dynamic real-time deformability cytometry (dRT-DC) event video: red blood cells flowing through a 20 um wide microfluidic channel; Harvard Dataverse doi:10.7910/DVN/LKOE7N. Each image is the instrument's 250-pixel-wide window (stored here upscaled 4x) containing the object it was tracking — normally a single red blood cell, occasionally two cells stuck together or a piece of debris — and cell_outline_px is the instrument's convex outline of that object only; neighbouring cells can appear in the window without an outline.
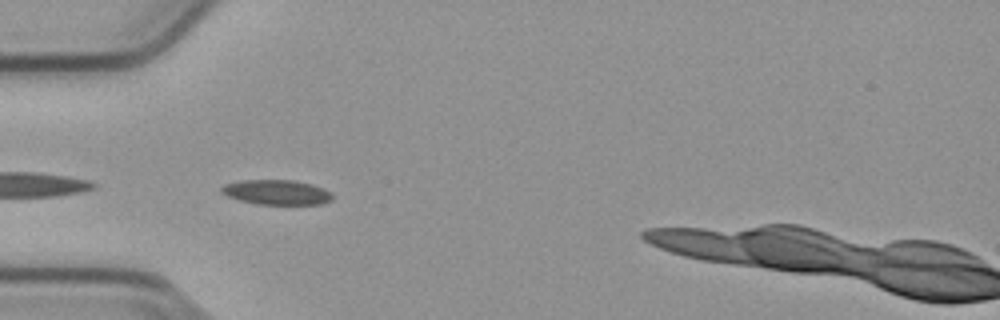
{"species": "common noctule bat (a hibernating species)", "species_latin": "Nyctalus noctula", "temperature_condition": "cold", "stored_images_in_passage": 28, "camera_frame_rate_fps": 3000, "um_per_image_px": 0.085, "animal": {"sex": "male", "body_mass_g": 23.1, "forearm_length_mm": 52.7}, "frame": {"image": 1, "passage_image": 1, "time_ms": 0.0, "image_size_px": [1000, 320], "cell_outline_px": [[332, 200], [320, 204], [256, 204], [240, 200], [228, 196], [220, 192], [220, 188], [224, 184], [244, 180], [292, 180], [312, 184], [324, 188], [332, 192]], "centroid_in_image_um": [23.52, 16.34], "position_along_channel_um": 61.5, "area_um2": 16.07}}
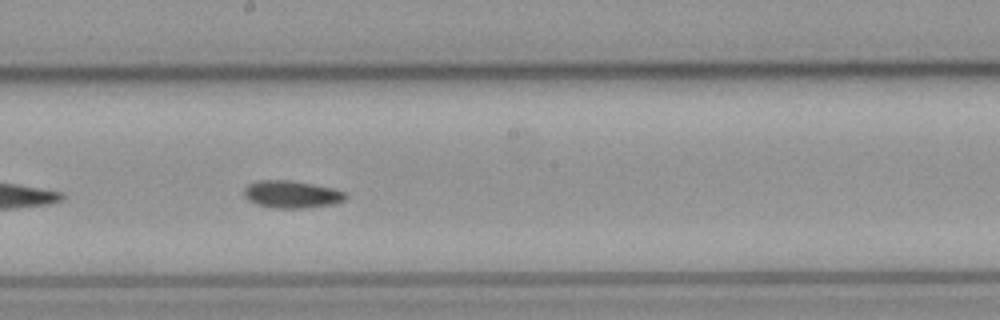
{"frame": {"image": 2, "passage_image": 14, "time_ms": 4.333, "image_size_px": [1000, 320], "cell_outline_px": [[348, 196], [344, 200], [332, 204], [308, 208], [276, 208], [256, 204], [248, 200], [244, 196], [244, 188], [248, 184], [260, 180], [288, 180], [312, 184], [332, 188], [344, 192]], "centroid_in_image_um": [24.77, 16.52], "position_along_channel_um": 223.4, "area_um2": 16.13}}
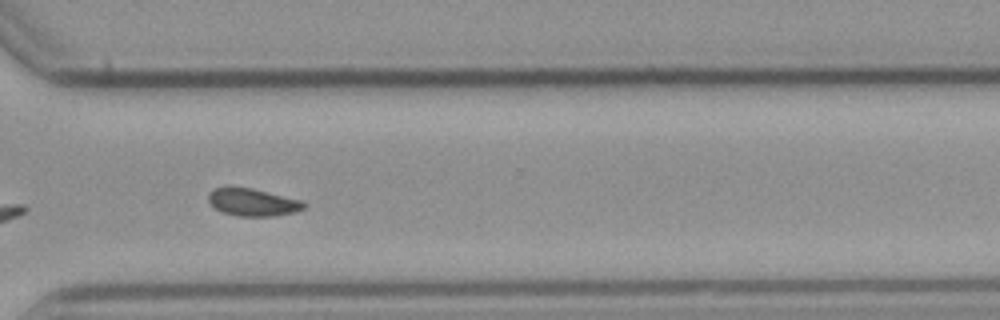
{"frame": {"image": 3, "passage_image": 24, "time_ms": 7.667, "image_size_px": [1000, 320], "cell_outline_px": [[304, 208], [296, 212], [272, 216], [236, 216], [224, 212], [216, 208], [208, 200], [208, 192], [216, 188], [252, 188], [300, 200], [304, 204]], "centroid_in_image_um": [21.48, 17.2], "position_along_channel_um": 349.1, "area_um2": 14.91}, "authors_computed_cell_mechanics": {"area_um2": 15.7794, "velocity_mm_per_s": 3.7804, "shape_relaxation_time_tau1_ms": null, "shape_relaxation_time_tau2_ms": 7.6774, "deformation_change_tau1": null, "deformation_change_tau2": 0.1107}}